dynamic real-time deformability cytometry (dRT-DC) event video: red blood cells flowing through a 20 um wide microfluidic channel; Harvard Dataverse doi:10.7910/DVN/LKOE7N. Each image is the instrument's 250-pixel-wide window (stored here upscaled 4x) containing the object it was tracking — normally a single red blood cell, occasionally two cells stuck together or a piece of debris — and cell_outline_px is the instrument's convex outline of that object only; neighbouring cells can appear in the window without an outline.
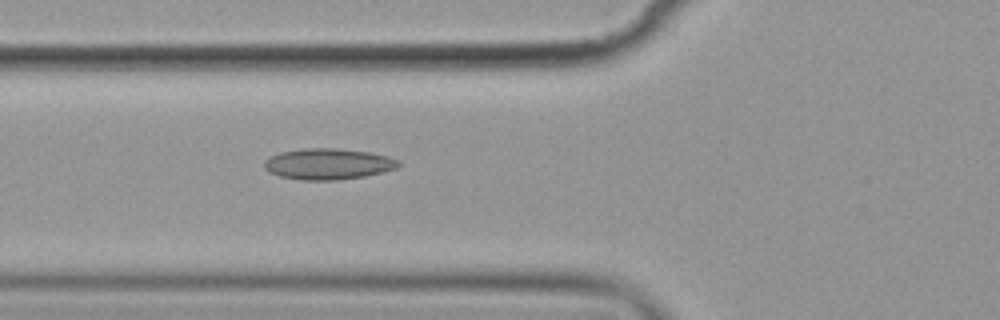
{"species": "common noctule bat (a hibernating species)", "species_latin": "Nyctalus noctula", "temperature_condition": "cold", "stored_images_in_passage": 6, "camera_frame_rate_fps": 3000, "um_per_image_px": 0.085, "animal": {"sex": "female", "body_mass_g": 19.9}, "frame": {"image": 1, "passage_image": 6, "time_ms": 6.667, "image_size_px": [1000, 320], "cell_outline_px": [[400, 164], [396, 168], [364, 176], [336, 180], [300, 180], [280, 176], [268, 172], [264, 168], [264, 160], [280, 152], [304, 148], [336, 148], [368, 152], [388, 156], [400, 160]], "centroid_in_image_um": [27.86, 13.93], "position_along_channel_um": 97.9, "area_um2": 24.22}}